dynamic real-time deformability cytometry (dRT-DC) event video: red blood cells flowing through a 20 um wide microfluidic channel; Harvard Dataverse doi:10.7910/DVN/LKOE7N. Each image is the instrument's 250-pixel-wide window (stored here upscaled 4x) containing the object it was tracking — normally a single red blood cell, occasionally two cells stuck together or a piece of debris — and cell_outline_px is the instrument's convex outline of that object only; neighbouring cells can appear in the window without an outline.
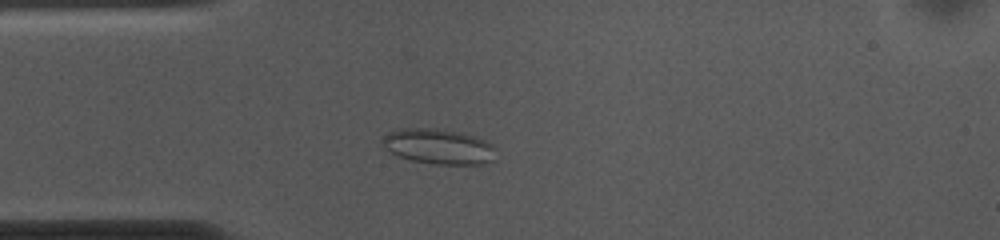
{"species": "common noctule bat (a hibernating species)", "species_latin": "Nyctalus noctula", "temperature_condition": "cold", "stored_images_in_passage": 51, "camera_frame_rate_fps": 3000, "um_per_image_px": 0.085, "animal": {"sex": "female", "body_mass_g": 10.0, "forearm_length_mm": 53.1}, "frame": {"image": 1, "passage_image": 11, "time_ms": 3.333, "image_size_px": [1000, 240], "cell_outline_px": [[496, 148], [492, 160], [484, 164], [432, 164], [408, 160], [388, 152], [380, 144], [380, 140], [388, 132], [400, 128], [436, 128], [460, 132], [484, 140], [492, 144]], "centroid_in_image_um": [37.2, 12.45], "position_along_channel_um": 47.8, "area_um2": 23.64}}
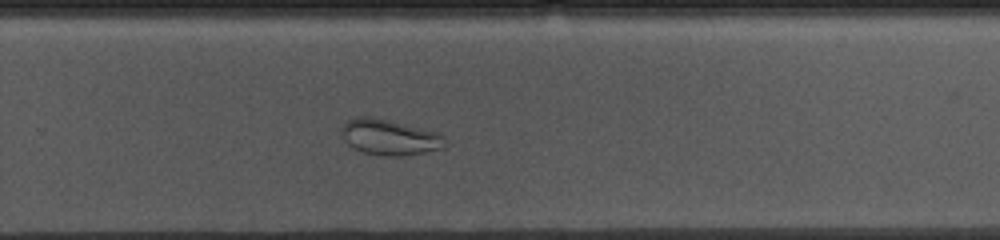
{"frame": {"image": 2, "passage_image": 32, "time_ms": 10.333, "image_size_px": [1000, 240], "cell_outline_px": [[444, 148], [404, 156], [380, 156], [360, 152], [352, 148], [344, 140], [340, 128], [348, 120], [356, 116], [372, 116], [436, 132], [444, 136]], "centroid_in_image_um": [33.05, 11.67], "position_along_channel_um": 296.8, "area_um2": 21.62}}
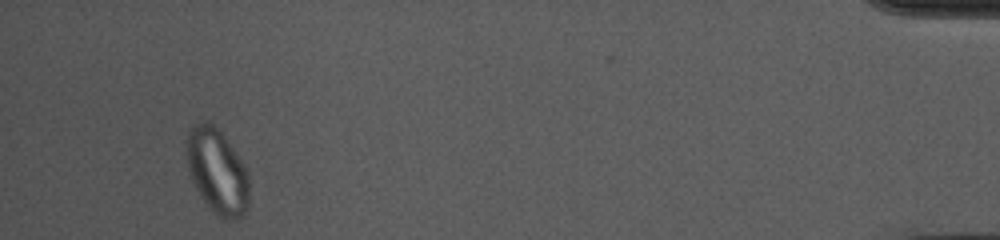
{"frame": {"image": 3, "passage_image": 48, "time_ms": 15.667, "image_size_px": [1000, 240], "cell_outline_px": [[248, 208], [236, 220], [224, 220], [216, 216], [212, 212], [188, 176], [188, 132], [200, 120], [208, 120], [224, 136], [236, 152], [244, 164], [248, 172]], "centroid_in_image_um": [18.47, 14.59], "position_along_channel_um": 416.7, "area_um2": 30.92}}